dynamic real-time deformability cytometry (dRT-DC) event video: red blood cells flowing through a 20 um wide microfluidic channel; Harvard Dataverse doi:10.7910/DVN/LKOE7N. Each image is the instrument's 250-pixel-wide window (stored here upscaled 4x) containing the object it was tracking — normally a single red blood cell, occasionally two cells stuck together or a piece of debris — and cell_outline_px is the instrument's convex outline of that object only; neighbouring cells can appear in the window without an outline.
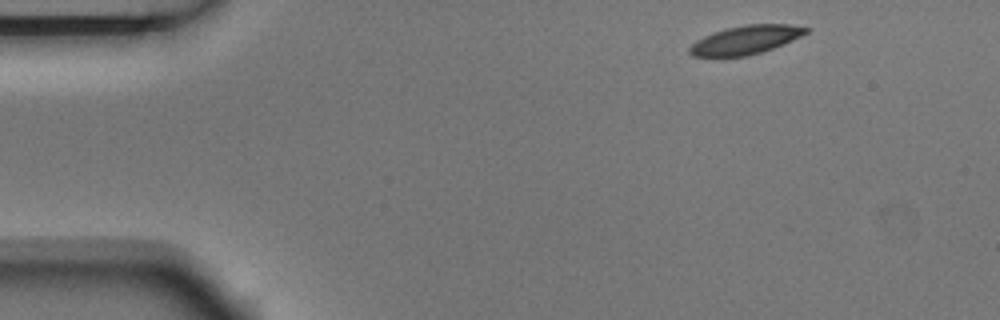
{"species": "Egyptian fruit bat (a non-hibernating species)", "species_latin": "Rousettus aegyptiacus", "temperature_condition": "room temperature", "stored_images_in_passage": 3, "camera_frame_rate_fps": 3000, "um_per_image_px": 0.085, "animal": {"sex": "male"}, "frame": {"image": 1, "passage_image": 1, "time_ms": 0.0, "image_size_px": [1000, 320], "cell_outline_px": [[808, 32], [784, 44], [748, 56], [692, 56], [688, 52], [688, 48], [696, 40], [704, 36], [724, 28], [744, 24], [788, 24], [808, 28]], "centroid_in_image_um": [63.35, 3.38], "position_along_channel_um": 21.7, "area_um2": 19.31}}